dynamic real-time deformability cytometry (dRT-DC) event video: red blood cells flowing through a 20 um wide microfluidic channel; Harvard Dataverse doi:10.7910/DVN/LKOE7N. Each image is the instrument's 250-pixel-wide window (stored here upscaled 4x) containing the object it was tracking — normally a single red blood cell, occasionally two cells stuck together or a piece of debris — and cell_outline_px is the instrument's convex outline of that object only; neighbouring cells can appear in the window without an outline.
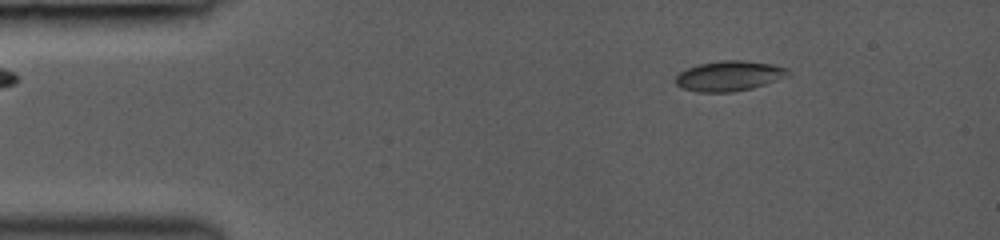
{"species": "common noctule bat (a hibernating species)", "species_latin": "Nyctalus noctula", "temperature_condition": "room temperature", "stored_images_in_passage": 42, "camera_frame_rate_fps": 3000, "um_per_image_px": 0.085, "animal": {"sex": "female", "body_mass_g": 19.0, "forearm_length_mm": 53.3}, "frame": {"image": 1, "passage_image": 4, "time_ms": 1.0, "image_size_px": [1000, 240], "cell_outline_px": [[792, 72], [788, 76], [752, 88], [732, 92], [696, 92], [684, 88], [676, 84], [676, 76], [680, 72], [688, 68], [700, 64], [720, 60], [744, 60], [772, 64], [788, 68]], "centroid_in_image_um": [62.01, 6.45], "position_along_channel_um": 23.0, "area_um2": 19.71}}
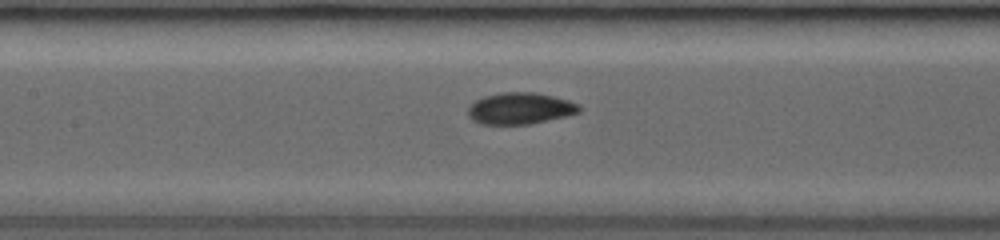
{"frame": {"image": 2, "passage_image": 19, "time_ms": 6.0, "image_size_px": [1000, 240], "cell_outline_px": [[584, 108], [580, 112], [532, 124], [480, 124], [472, 120], [468, 116], [468, 108], [476, 100], [484, 96], [500, 92], [536, 92], [568, 100], [580, 104]], "centroid_in_image_um": [44.23, 9.21], "position_along_channel_um": 163.2, "area_um2": 20.58}}
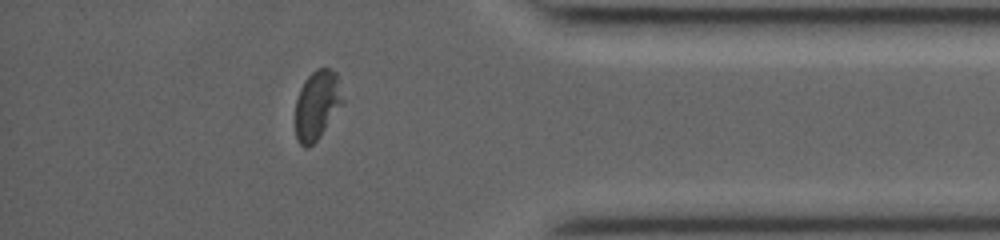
{"frame": {"image": 3, "passage_image": 37, "time_ms": 12.0, "image_size_px": [1000, 240], "cell_outline_px": [[344, 104], [320, 136], [312, 144], [304, 148], [296, 140], [296, 100], [300, 88], [304, 80], [316, 68], [328, 68], [336, 72], [344, 100]], "centroid_in_image_um": [26.96, 8.91], "position_along_channel_um": 408.2, "area_um2": 19.19}, "authors_computed_cell_mechanics": {"area_um2": 19.941, "velocity_mm_per_s": 4.2887, "shape_relaxation_time_tau1_ms": 4.0898, "shape_relaxation_time_tau2_ms": 0.9194, "deformation_change_tau1": 0.1218, "deformation_change_tau2": 0.0515}}